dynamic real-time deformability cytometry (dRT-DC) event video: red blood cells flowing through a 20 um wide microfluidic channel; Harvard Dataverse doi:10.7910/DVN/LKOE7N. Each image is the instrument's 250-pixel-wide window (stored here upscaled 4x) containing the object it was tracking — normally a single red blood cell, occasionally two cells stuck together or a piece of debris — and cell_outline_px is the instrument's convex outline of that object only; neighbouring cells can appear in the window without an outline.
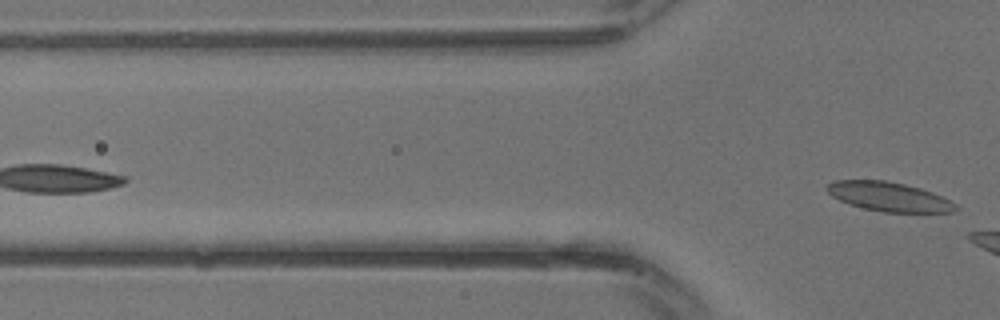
{"species": "common noctule bat (a hibernating species)", "species_latin": "Nyctalus noctula", "temperature_condition": "warm", "stored_images_in_passage": 5, "segment_of_instrument_passage": [2, 2], "camera_frame_rate_fps": 3000, "um_per_image_px": 0.085, "animal": {"sex": "male", "body_mass_g": 13.3}, "frame": {"image": 1, "passage_image": 5, "time_ms": 1.333, "image_size_px": [1000, 320], "cell_outline_px": [[960, 208], [952, 212], [884, 212], [864, 208], [848, 204], [832, 196], [828, 192], [828, 184], [836, 180], [884, 180], [904, 184], [920, 188], [932, 192], [956, 204]], "centroid_in_image_um": [75.57, 16.72], "position_along_channel_um": 50.2, "area_um2": 21.68}}